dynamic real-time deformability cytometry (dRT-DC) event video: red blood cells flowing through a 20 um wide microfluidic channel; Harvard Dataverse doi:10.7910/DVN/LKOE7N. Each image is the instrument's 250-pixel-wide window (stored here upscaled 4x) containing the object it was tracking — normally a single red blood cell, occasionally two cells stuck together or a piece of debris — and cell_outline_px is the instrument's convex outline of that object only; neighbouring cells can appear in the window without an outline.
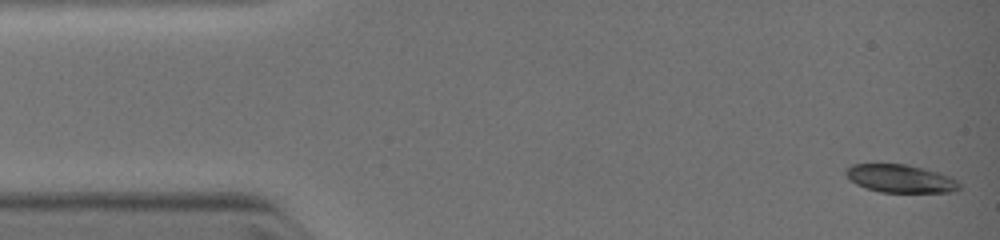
{"species": "common noctule bat (a hibernating species)", "species_latin": "Nyctalus noctula", "temperature_condition": "warm", "stored_images_in_passage": 1, "camera_frame_rate_fps": 3000, "um_per_image_px": 0.085, "animal": {"sex": "female", "body_mass_g": 19.0, "forearm_length_mm": 51.5}, "frame": {"image": 1, "passage_image": 1, "time_ms": 0.0, "image_size_px": [1000, 240], "cell_outline_px": [[972, 204], [964, 208], [948, 212], [920, 208], [864, 188], [856, 184], [844, 172], [852, 164], [872, 160], [876, 160], [904, 164], [972, 200]], "centroid_in_image_um": [77.03, 15.79], "position_along_channel_um": 8.0, "area_um2": 25.03}}